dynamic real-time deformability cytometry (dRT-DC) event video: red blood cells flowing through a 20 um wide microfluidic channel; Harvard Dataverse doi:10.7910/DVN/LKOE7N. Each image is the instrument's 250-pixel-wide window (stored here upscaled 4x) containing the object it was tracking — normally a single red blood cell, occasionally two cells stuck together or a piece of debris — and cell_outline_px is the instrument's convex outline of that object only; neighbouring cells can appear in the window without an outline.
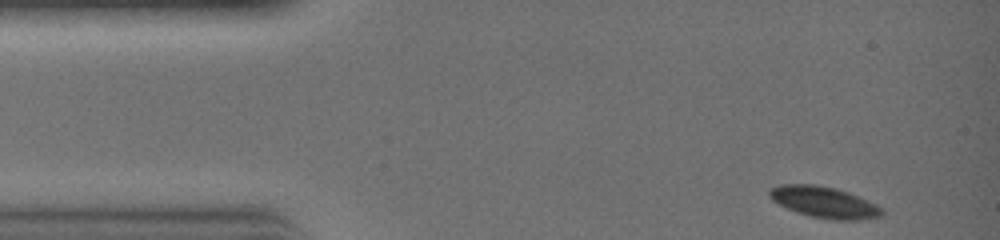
{"species": "common noctule bat (a hibernating species)", "species_latin": "Nyctalus noctula", "temperature_condition": "warm", "stored_images_in_passage": 26, "camera_frame_rate_fps": 3000, "um_per_image_px": 0.085, "animal": {"sex": "female", "body_mass_g": 19.0, "forearm_length_mm": 51.5}, "frame": {"image": 1, "passage_image": 1, "time_ms": 0.0, "image_size_px": [1000, 240], "cell_outline_px": [[884, 212], [880, 216], [860, 220], [836, 220], [808, 216], [796, 212], [772, 200], [768, 196], [768, 192], [772, 188], [780, 184], [816, 184], [836, 188], [848, 192], [876, 204]], "centroid_in_image_um": [70.03, 17.18], "position_along_channel_um": 15.0, "area_um2": 20.4}}
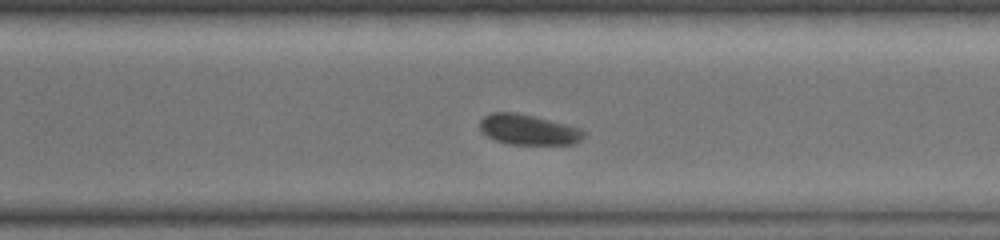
{"frame": {"image": 2, "passage_image": 20, "time_ms": 6.333, "image_size_px": [1000, 240], "cell_outline_px": [[584, 136], [580, 140], [572, 144], [508, 144], [496, 140], [480, 132], [480, 120], [484, 116], [492, 112], [516, 112], [568, 124], [580, 128], [584, 132]], "centroid_in_image_um": [44.89, 11.01], "position_along_channel_um": 325.7, "area_um2": 18.38}}
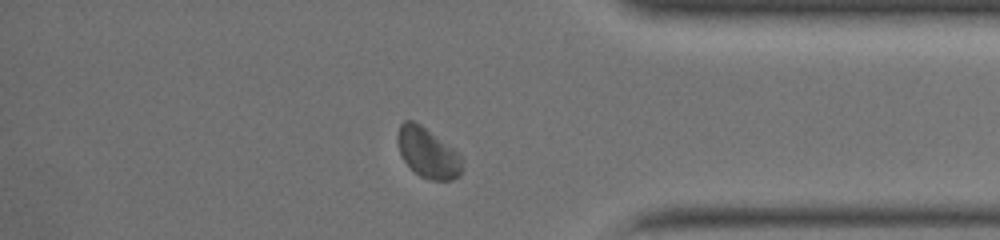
{"frame": {"image": 3, "passage_image": 24, "time_ms": 7.667, "image_size_px": [1000, 240], "cell_outline_px": [[460, 176], [452, 180], [432, 180], [420, 176], [404, 160], [400, 152], [396, 140], [396, 136], [400, 124], [404, 120], [412, 120], [420, 124], [456, 152], [460, 156]], "centroid_in_image_um": [36.3, 12.98], "position_along_channel_um": 398.9, "area_um2": 18.26}}